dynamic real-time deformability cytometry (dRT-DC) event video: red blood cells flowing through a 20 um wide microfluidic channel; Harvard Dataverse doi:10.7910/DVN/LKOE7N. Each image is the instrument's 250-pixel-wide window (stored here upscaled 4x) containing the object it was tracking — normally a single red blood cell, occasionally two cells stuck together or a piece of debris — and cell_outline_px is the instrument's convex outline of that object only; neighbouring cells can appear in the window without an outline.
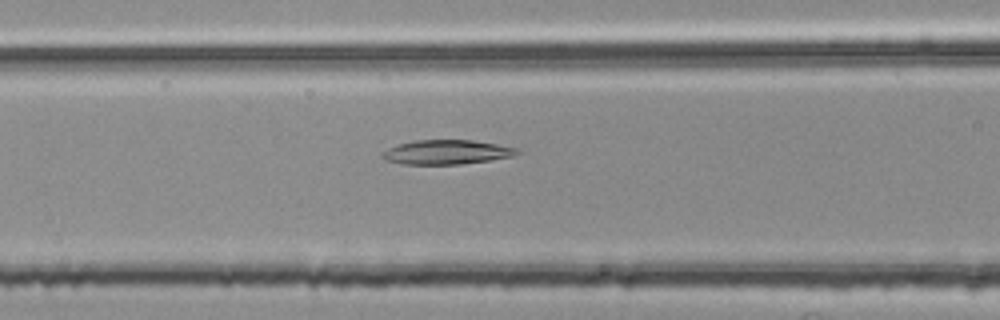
{"species": "common noctule bat (a hibernating species)", "species_latin": "Nyctalus noctula", "temperature_condition": "room temperature", "stored_images_in_passage": 49, "camera_frame_rate_fps": 3000, "um_per_image_px": 0.085, "animal": {"sex": "female", "body_mass_g": 25.1}, "frame": {"image": 1, "passage_image": 17, "time_ms": 5.333, "image_size_px": [1000, 320], "cell_outline_px": [[520, 152], [512, 156], [488, 160], [460, 164], [400, 164], [384, 160], [380, 156], [380, 152], [388, 148], [400, 144], [416, 140], [472, 140], [520, 148]], "centroid_in_image_um": [37.92, 12.93], "position_along_channel_um": 128.7, "area_um2": 19.13}}
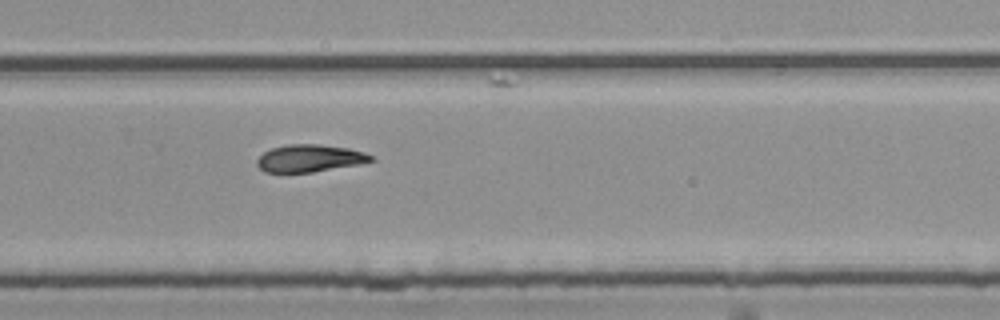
{"frame": {"image": 2, "passage_image": 31, "time_ms": 10.0, "image_size_px": [1000, 320], "cell_outline_px": [[376, 160], [360, 164], [312, 172], [264, 172], [256, 164], [256, 160], [264, 152], [272, 148], [288, 144], [320, 144], [348, 148], [364, 152], [372, 156]], "centroid_in_image_um": [26.33, 13.45], "position_along_channel_um": 303.5, "area_um2": 18.15}}
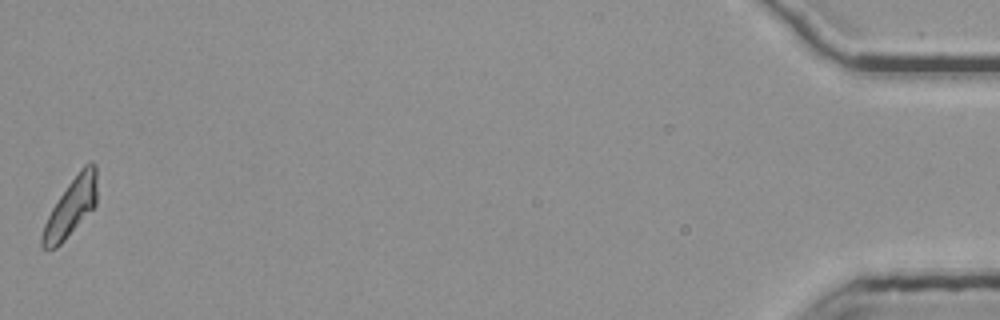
{"frame": {"image": 3, "passage_image": 49, "time_ms": 16.0, "image_size_px": [1000, 320], "cell_outline_px": [[96, 204], [64, 240], [56, 248], [40, 248], [40, 236], [44, 224], [52, 208], [68, 184], [80, 168], [84, 164], [92, 160], [96, 164]], "centroid_in_image_um": [6.01, 17.6], "position_along_channel_um": 429.2, "area_um2": 18.21}}